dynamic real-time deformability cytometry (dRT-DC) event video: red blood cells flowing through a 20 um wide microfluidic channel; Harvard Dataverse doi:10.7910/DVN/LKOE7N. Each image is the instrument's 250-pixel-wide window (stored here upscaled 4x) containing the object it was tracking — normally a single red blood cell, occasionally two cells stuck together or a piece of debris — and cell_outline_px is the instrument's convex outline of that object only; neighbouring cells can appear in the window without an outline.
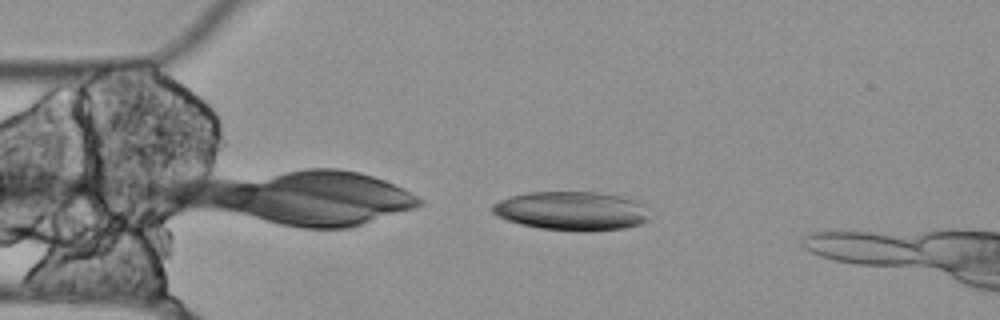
{"species": "Egyptian fruit bat (a non-hibernating species)", "species_latin": "Rousettus aegyptiacus", "temperature_condition": "cold", "stored_images_in_passage": 38, "camera_frame_rate_fps": 3000, "um_per_image_px": 0.085, "animal": {"sex": "female"}, "frame": {"image": 1, "passage_image": 1, "time_ms": 0.0, "image_size_px": [1000, 320], "cell_outline_px": [[648, 220], [640, 224], [624, 228], [584, 232], [540, 228], [520, 224], [496, 216], [492, 212], [492, 204], [500, 200], [512, 196], [528, 192], [596, 192], [620, 196], [644, 204]], "centroid_in_image_um": [48.56, 17.93], "position_along_channel_um": 36.4, "area_um2": 35.49}}
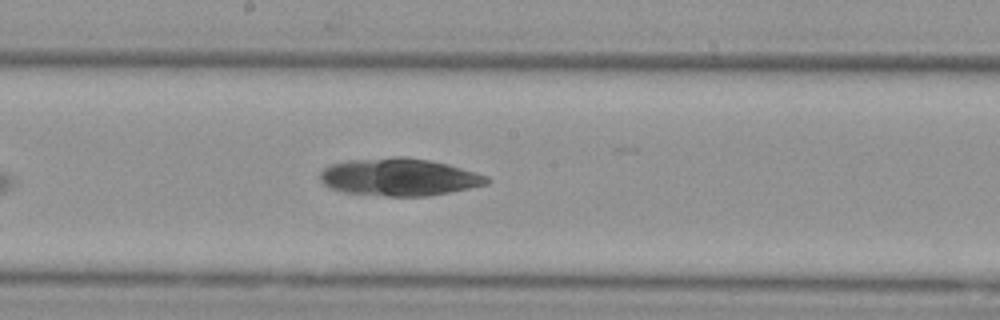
{"frame": {"image": 2, "passage_image": 18, "time_ms": 5.667, "image_size_px": [1000, 320], "cell_outline_px": [[492, 180], [488, 184], [428, 196], [388, 196], [344, 192], [332, 188], [324, 184], [320, 180], [320, 172], [324, 168], [332, 164], [348, 160], [396, 156], [404, 156], [428, 160], [448, 164], [476, 172], [488, 176]], "centroid_in_image_um": [33.95, 15.04], "position_along_channel_um": 214.3, "area_um2": 36.36}}
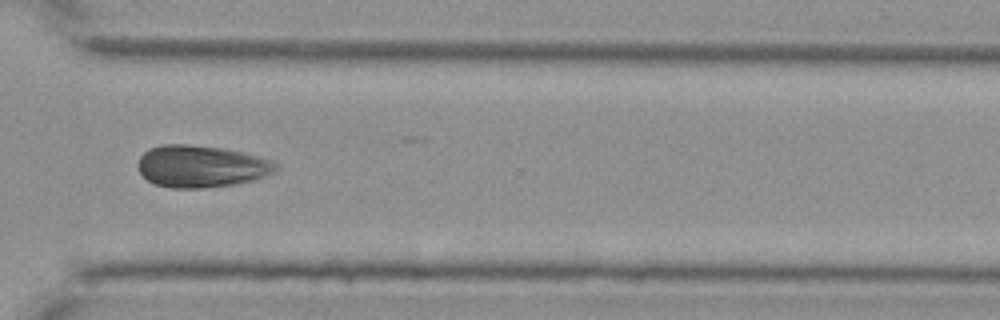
{"frame": {"image": 3, "passage_image": 30, "time_ms": 9.667, "image_size_px": [1000, 320], "cell_outline_px": [[280, 168], [276, 172], [252, 180], [232, 184], [200, 188], [172, 188], [156, 184], [148, 180], [140, 172], [140, 156], [148, 148], [160, 144], [184, 144], [224, 148], [244, 152], [268, 160], [276, 164]], "centroid_in_image_um": [17.1, 14.12], "position_along_channel_um": 353.5, "area_um2": 33.47}}